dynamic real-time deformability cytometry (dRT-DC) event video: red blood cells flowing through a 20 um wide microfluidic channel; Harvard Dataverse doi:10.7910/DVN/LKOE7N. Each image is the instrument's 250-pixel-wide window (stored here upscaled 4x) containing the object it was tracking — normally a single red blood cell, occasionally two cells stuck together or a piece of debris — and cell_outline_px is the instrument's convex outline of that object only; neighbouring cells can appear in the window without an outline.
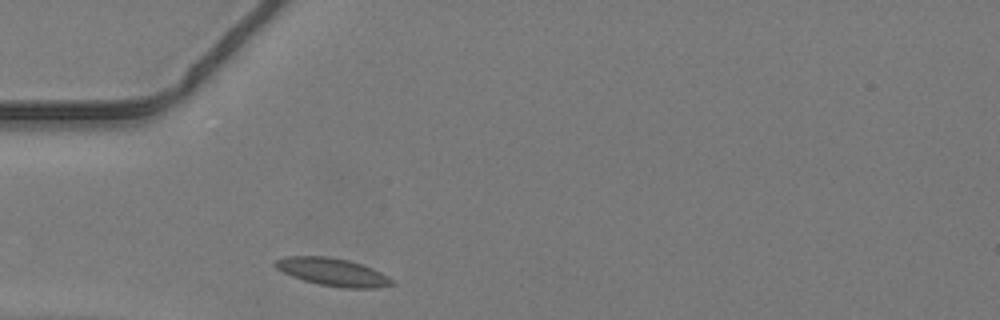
{"species": "common noctule bat (a hibernating species)", "species_latin": "Nyctalus noctula", "temperature_condition": "warm", "stored_images_in_passage": 25, "camera_frame_rate_fps": 3000, "um_per_image_px": 0.085, "animal": {"sex": "male", "body_mass_g": 19.2, "forearm_length_mm": 51.8}, "frame": {"image": 1, "passage_image": 1, "time_ms": 0.0, "image_size_px": [1000, 320], "cell_outline_px": [[396, 284], [376, 288], [344, 288], [320, 284], [304, 280], [292, 276], [276, 268], [272, 264], [276, 260], [284, 256], [328, 256], [348, 260], [372, 268], [388, 276]], "centroid_in_image_um": [28.27, 23.11], "position_along_channel_um": 56.7, "area_um2": 18.79}}
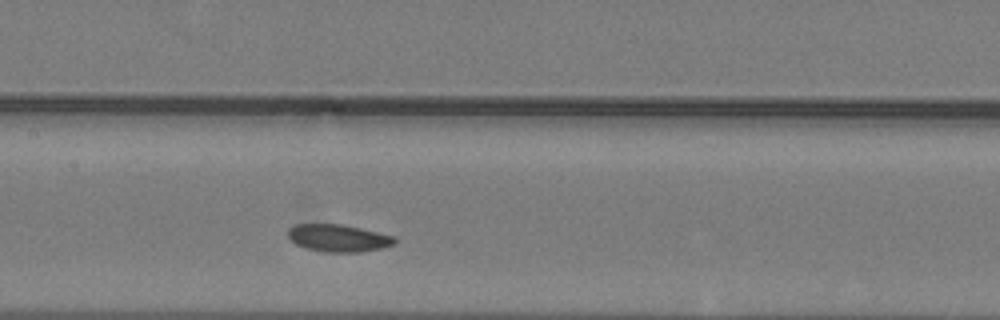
{"frame": {"image": 2, "passage_image": 10, "time_ms": 3.0, "image_size_px": [1000, 320], "cell_outline_px": [[396, 244], [380, 248], [360, 252], [324, 252], [304, 248], [296, 244], [288, 236], [288, 232], [296, 224], [340, 224], [360, 228], [396, 236]], "centroid_in_image_um": [28.79, 20.24], "position_along_channel_um": 178.6, "area_um2": 16.94}}
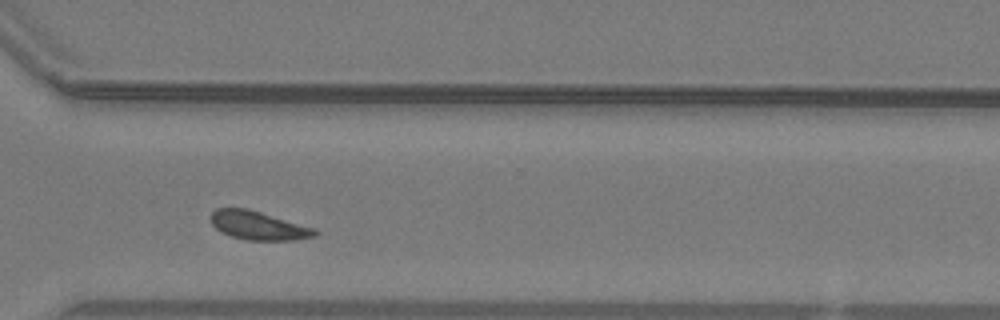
{"frame": {"image": 3, "passage_image": 22, "time_ms": 7.0, "image_size_px": [1000, 320], "cell_outline_px": [[320, 232], [316, 236], [296, 240], [248, 240], [232, 236], [220, 232], [212, 224], [212, 212], [216, 208], [248, 208], [316, 228]], "centroid_in_image_um": [22.01, 19.17], "position_along_channel_um": 348.6, "area_um2": 17.46}}